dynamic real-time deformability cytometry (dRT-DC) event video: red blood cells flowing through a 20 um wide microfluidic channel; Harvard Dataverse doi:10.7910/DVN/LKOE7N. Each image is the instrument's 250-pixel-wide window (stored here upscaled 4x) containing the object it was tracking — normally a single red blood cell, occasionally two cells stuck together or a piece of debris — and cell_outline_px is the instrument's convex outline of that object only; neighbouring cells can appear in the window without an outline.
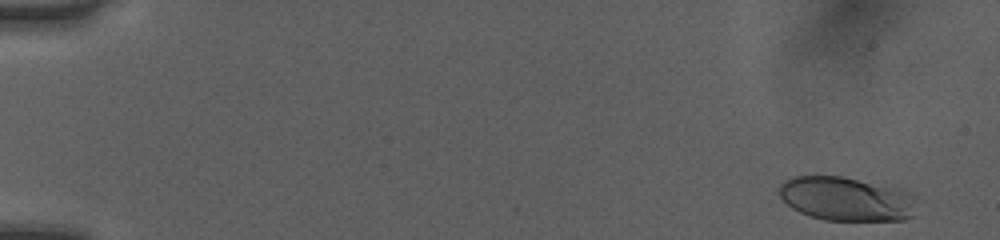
{"species": "human", "species_latin": "Homo sapiens", "temperature_condition": "room temperature", "stored_images_in_passage": 51, "camera_frame_rate_fps": 3000, "um_per_image_px": 0.085, "donor": {"sex": "female"}, "frame": {"image": 1, "passage_image": 2, "time_ms": 0.333, "image_size_px": [1000, 240], "cell_outline_px": [[912, 216], [904, 220], [824, 220], [808, 216], [792, 208], [780, 196], [780, 184], [784, 180], [792, 176], [840, 176], [900, 188], [912, 192]], "centroid_in_image_um": [71.9, 16.9], "position_along_channel_um": 13.1, "area_um2": 35.03}}
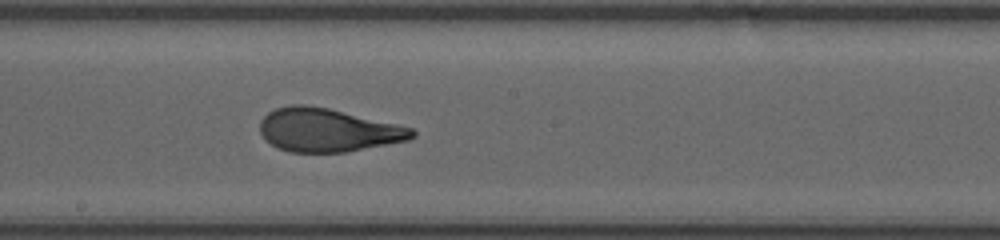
{"frame": {"image": 2, "passage_image": 29, "time_ms": 9.333, "image_size_px": [1000, 240], "cell_outline_px": [[416, 136], [408, 140], [344, 152], [288, 152], [276, 148], [264, 140], [260, 132], [260, 120], [268, 112], [276, 108], [292, 104], [304, 104], [328, 108], [396, 124], [412, 128], [416, 132]], "centroid_in_image_um": [27.8, 11.06], "position_along_channel_um": 220.4, "area_um2": 38.38}}
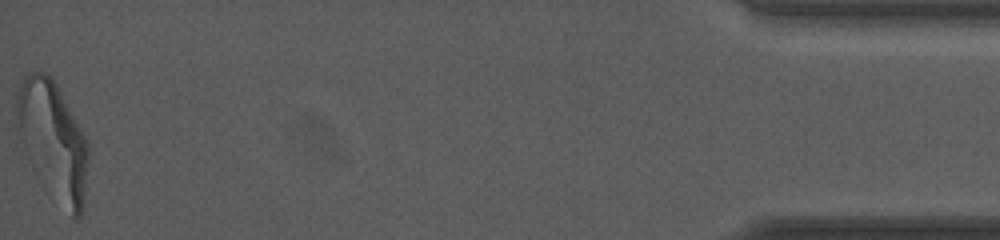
{"frame": {"image": 3, "passage_image": 51, "time_ms": 16.667, "image_size_px": [1000, 240], "cell_outline_px": [[88, 160], [84, 204], [80, 216], [76, 220], [72, 216], [24, 148], [20, 132], [16, 112], [16, 96], [20, 84], [24, 76], [28, 72], [44, 72], [56, 84], [88, 140]], "centroid_in_image_um": [4.55, 11.8], "position_along_channel_um": 430.7, "area_um2": 46.59}, "authors_computed_cell_mechanics": {"area_um2": 38.3792, "velocity_mm_per_s": 4.044, "shape_relaxation_time_tau1_ms": 6.5903, "shape_relaxation_time_tau2_ms": 0.8673, "deformation_change_tau1": 0.2468, "deformation_change_tau2": 0.0769}}